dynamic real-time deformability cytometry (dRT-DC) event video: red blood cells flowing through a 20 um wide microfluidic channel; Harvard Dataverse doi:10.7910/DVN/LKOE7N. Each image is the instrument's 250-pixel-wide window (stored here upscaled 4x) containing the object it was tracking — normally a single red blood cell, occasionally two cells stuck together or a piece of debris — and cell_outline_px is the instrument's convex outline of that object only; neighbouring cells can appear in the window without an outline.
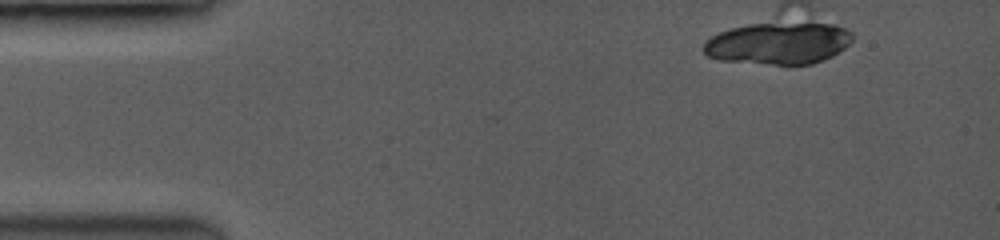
{"species": "common noctule bat (a hibernating species)", "species_latin": "Nyctalus noctula", "temperature_condition": "room temperature", "stored_images_in_passage": 2, "camera_frame_rate_fps": 3500, "um_per_image_px": 0.085, "animal": {"sex": "female", "body_mass_g": 19.0, "forearm_length_mm": 53.3}, "frame": {"image": 1, "passage_image": 1, "time_ms": 0.0, "image_size_px": [1000, 240], "cell_outline_px": [[852, 40], [844, 48], [812, 64], [776, 64], [720, 60], [708, 56], [704, 52], [704, 44], [712, 36], [720, 32], [732, 28], [752, 24], [832, 24], [844, 28], [852, 36]], "centroid_in_image_um": [66.13, 3.69], "position_along_channel_um": 18.9, "area_um2": 35.2}}